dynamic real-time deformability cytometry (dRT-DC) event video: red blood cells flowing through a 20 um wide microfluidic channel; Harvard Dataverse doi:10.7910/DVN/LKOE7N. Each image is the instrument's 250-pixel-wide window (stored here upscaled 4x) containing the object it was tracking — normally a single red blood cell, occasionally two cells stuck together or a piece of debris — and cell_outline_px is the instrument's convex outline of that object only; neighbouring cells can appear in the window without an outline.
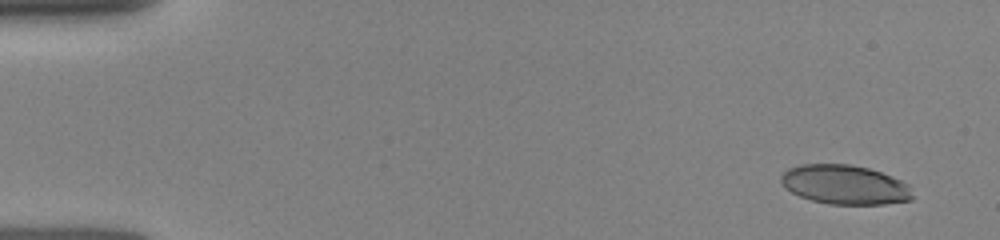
{"species": "human", "species_latin": "Homo sapiens", "temperature_condition": "room temperature", "stored_images_in_passage": 12, "camera_frame_rate_fps": 3000, "um_per_image_px": 0.085, "donor": {"sex": "female"}, "frame": {"image": 1, "passage_image": 2, "time_ms": 0.667, "image_size_px": [1000, 240], "cell_outline_px": [[912, 200], [884, 204], [828, 204], [812, 200], [800, 196], [784, 188], [780, 180], [780, 176], [788, 168], [800, 164], [848, 164], [868, 168], [880, 172], [900, 180], [908, 184], [912, 196]], "centroid_in_image_um": [71.77, 15.7], "position_along_channel_um": 13.2, "area_um2": 30.06}}
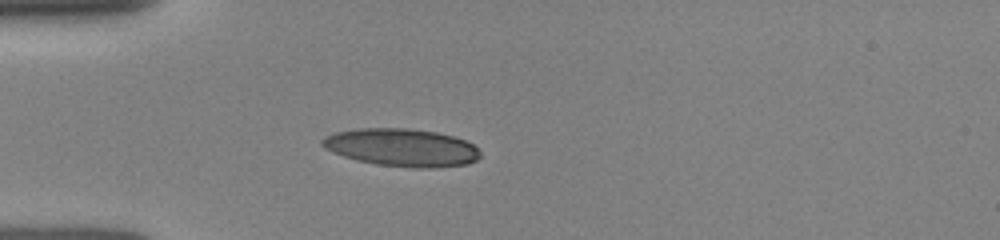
{"frame": {"image": 2, "passage_image": 11, "time_ms": 4.333, "image_size_px": [1000, 240], "cell_outline_px": [[480, 156], [476, 160], [468, 164], [432, 168], [412, 168], [376, 164], [356, 160], [332, 152], [324, 148], [320, 144], [320, 140], [324, 136], [336, 132], [360, 128], [408, 128], [436, 132], [452, 136], [464, 140], [472, 144], [480, 152]], "centroid_in_image_um": [34.11, 12.54], "position_along_channel_um": 50.9, "area_um2": 34.85}}